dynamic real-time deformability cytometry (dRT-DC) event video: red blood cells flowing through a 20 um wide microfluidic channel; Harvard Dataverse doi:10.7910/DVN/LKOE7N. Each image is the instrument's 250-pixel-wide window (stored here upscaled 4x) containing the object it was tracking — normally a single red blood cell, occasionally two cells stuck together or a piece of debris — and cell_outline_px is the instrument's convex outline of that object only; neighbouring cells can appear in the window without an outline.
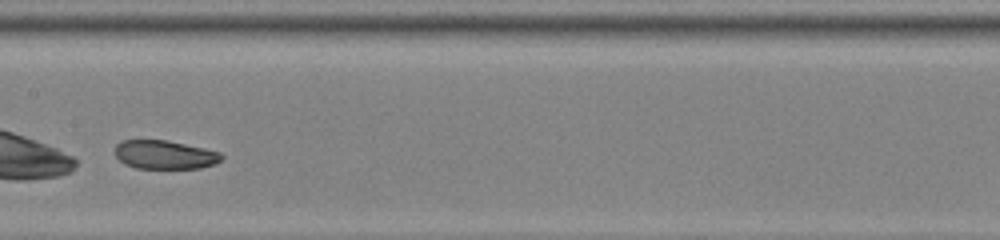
{"species": "common noctule bat (a hibernating species)", "species_latin": "Nyctalus noctula", "temperature_condition": "room temperature", "stored_images_in_passage": 29, "camera_frame_rate_fps": 3000, "um_per_image_px": 0.085, "animal": {"sex": "female", "body_mass_g": 22.0, "forearm_length_mm": 56.7}, "frame": {"image": 1, "passage_image": 13, "time_ms": 4.0, "image_size_px": [1000, 240], "cell_outline_px": [[224, 156], [216, 164], [200, 168], [136, 168], [124, 164], [116, 156], [116, 144], [120, 140], [164, 140], [204, 148], [220, 152]], "centroid_in_image_um": [14.0, 13.15], "position_along_channel_um": 193.4, "area_um2": 17.74}, "authors_computed_cell_mechanics": {"area_um2": 19.074, "velocity_mm_per_s": 3.8575, "shape_relaxation_time_tau1_ms": 6.0147, "shape_relaxation_time_tau2_ms": 2.0094, "deformation_change_tau1": 0.1217, "deformation_change_tau2": 0.0606}}